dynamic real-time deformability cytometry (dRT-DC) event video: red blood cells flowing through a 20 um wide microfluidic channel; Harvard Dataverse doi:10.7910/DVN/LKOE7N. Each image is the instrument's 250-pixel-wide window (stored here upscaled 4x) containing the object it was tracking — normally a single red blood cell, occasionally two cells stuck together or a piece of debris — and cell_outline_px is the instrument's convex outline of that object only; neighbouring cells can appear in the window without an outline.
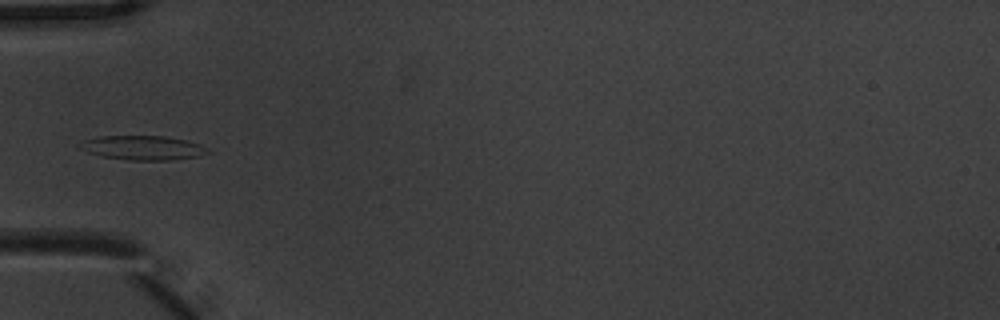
{"species": "common noctule bat (a hibernating species)", "species_latin": "Nyctalus noctula", "temperature_condition": "warm", "stored_images_in_passage": 8, "camera_frame_rate_fps": 3000, "um_per_image_px": 0.085, "animal": {"sex": "male", "body_mass_g": 20.1, "forearm_length_mm": 53.5}, "frame": {"image": 1, "passage_image": 6, "time_ms": 1.667, "image_size_px": [1000, 320], "cell_outline_px": [[212, 152], [200, 156], [172, 160], [128, 160], [100, 156], [88, 152], [76, 144], [84, 140], [100, 136], [164, 136], [188, 140], [200, 144], [208, 148]], "centroid_in_image_um": [12.19, 12.56], "position_along_channel_um": 72.8, "area_um2": 18.26}}
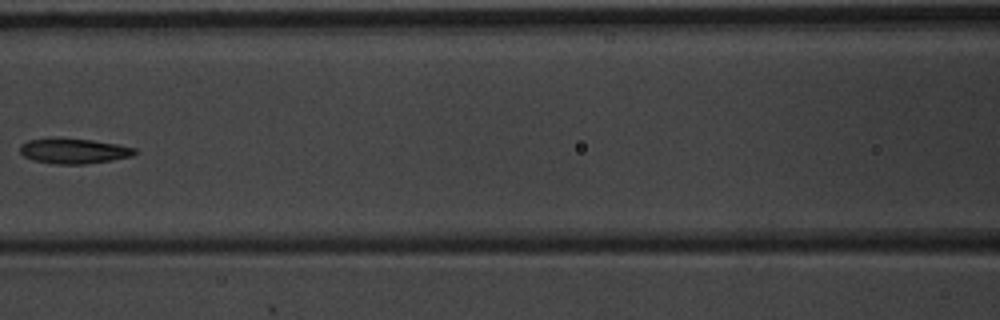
{"frame": {"image": 2, "passage_image": 8, "time_ms": 2.333, "image_size_px": [1000, 320], "cell_outline_px": [[136, 152], [132, 156], [112, 160], [84, 164], [52, 164], [32, 160], [24, 156], [20, 152], [20, 144], [28, 140], [48, 136], [56, 136], [92, 140], [116, 144], [136, 148]], "centroid_in_image_um": [6.2, 12.8], "position_along_channel_um": 160.4, "area_um2": 17.34}}